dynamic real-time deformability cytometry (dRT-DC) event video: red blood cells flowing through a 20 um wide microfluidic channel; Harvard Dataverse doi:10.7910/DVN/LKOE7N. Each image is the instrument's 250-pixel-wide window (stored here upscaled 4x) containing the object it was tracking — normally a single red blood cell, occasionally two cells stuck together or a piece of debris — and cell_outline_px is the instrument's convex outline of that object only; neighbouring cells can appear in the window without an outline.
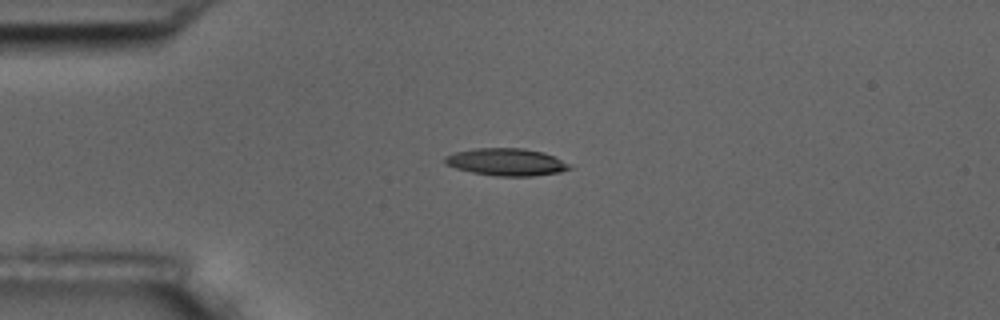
{"species": "common noctule bat (a hibernating species)", "species_latin": "Nyctalus noctula", "temperature_condition": "room temperature", "stored_images_in_passage": 9, "camera_frame_rate_fps": 3000, "um_per_image_px": 0.085, "animal": {"sex": "male", "body_mass_g": 17.5, "forearm_length_mm": 52.3}, "frame": {"image": 1, "passage_image": 4, "time_ms": 3.333, "image_size_px": [1000, 320], "cell_outline_px": [[572, 168], [560, 172], [532, 176], [496, 176], [472, 172], [456, 168], [444, 164], [444, 156], [456, 152], [476, 148], [524, 148], [544, 152], [568, 164]], "centroid_in_image_um": [43.0, 13.77], "position_along_channel_um": 42.0, "area_um2": 19.71}}
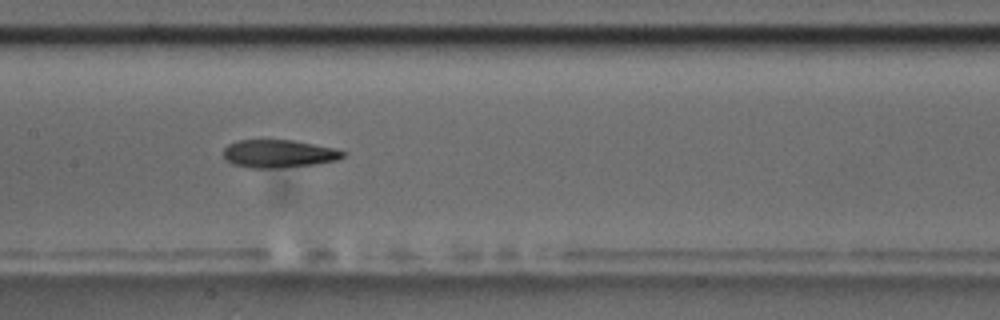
{"frame": {"image": 2, "passage_image": 8, "time_ms": 8.0, "image_size_px": [1000, 320], "cell_outline_px": [[344, 156], [336, 160], [316, 164], [280, 168], [248, 168], [232, 164], [224, 156], [224, 148], [228, 144], [236, 140], [292, 140], [336, 148], [344, 152]], "centroid_in_image_um": [23.67, 13.07], "position_along_channel_um": 183.7, "area_um2": 19.48}}
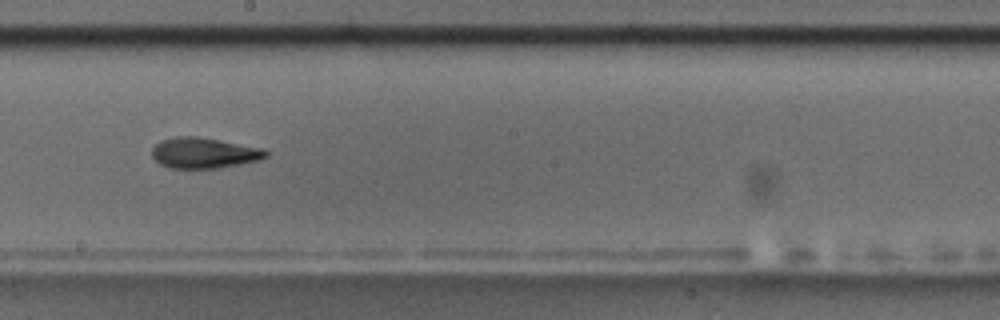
{"frame": {"image": 3, "passage_image": 9, "time_ms": 9.333, "image_size_px": [1000, 320], "cell_outline_px": [[268, 156], [260, 160], [216, 168], [168, 168], [160, 164], [152, 156], [152, 148], [160, 140], [176, 136], [196, 136], [220, 140], [264, 148], [268, 152]], "centroid_in_image_um": [17.33, 12.99], "position_along_channel_um": 230.9, "area_um2": 20.4}}